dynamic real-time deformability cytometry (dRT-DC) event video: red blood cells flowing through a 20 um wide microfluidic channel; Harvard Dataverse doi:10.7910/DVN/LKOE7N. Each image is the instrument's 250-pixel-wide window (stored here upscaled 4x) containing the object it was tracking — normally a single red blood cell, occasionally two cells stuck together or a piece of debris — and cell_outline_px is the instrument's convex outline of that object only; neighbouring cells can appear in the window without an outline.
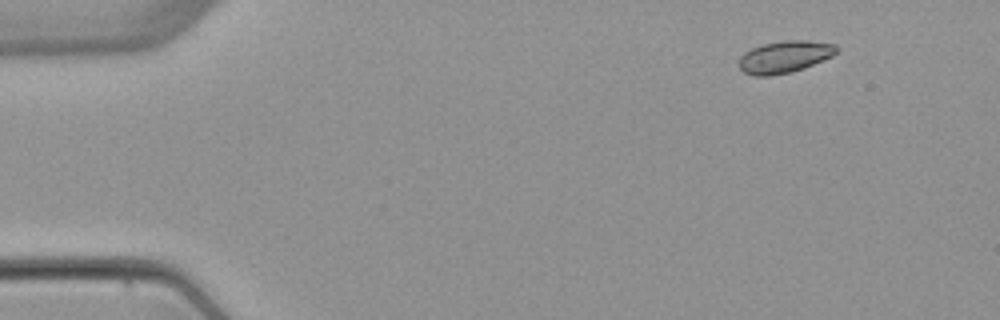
{"species": "common noctule bat (a hibernating species)", "species_latin": "Nyctalus noctula", "temperature_condition": "warm", "stored_images_in_passage": 5, "segment_of_instrument_passage": [2, 2], "camera_frame_rate_fps": 3000, "um_per_image_px": 0.085, "animal": {"sex": "female", "body_mass_g": 22.7, "forearm_length_mm": 54.2}, "frame": {"image": 1, "passage_image": 5, "time_ms": 5.333, "image_size_px": [1000, 320], "cell_outline_px": [[840, 48], [832, 56], [804, 68], [792, 72], [772, 76], [752, 76], [744, 72], [740, 68], [740, 56], [744, 52], [752, 48], [764, 44], [784, 40], [804, 40], [836, 44]], "centroid_in_image_um": [66.7, 4.83], "position_along_channel_um": 18.3, "area_um2": 18.26}}